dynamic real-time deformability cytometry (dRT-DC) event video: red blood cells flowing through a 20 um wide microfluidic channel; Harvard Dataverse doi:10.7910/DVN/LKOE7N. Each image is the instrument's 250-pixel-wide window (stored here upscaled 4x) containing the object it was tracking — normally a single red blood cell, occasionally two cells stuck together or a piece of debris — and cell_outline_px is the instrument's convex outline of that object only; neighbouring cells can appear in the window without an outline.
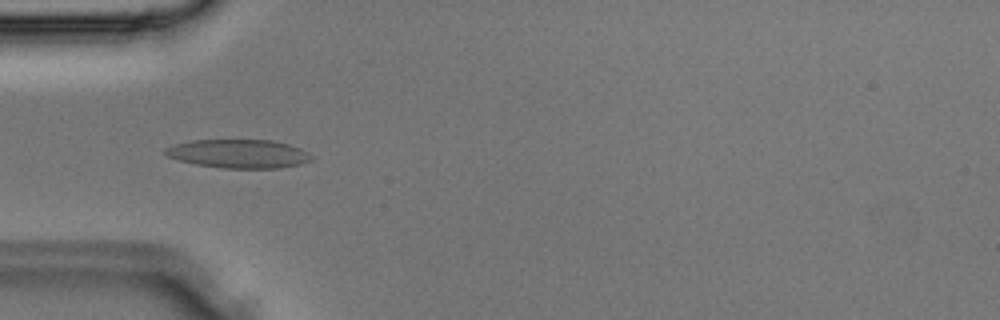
{"species": "Egyptian fruit bat (a non-hibernating species)", "species_latin": "Rousettus aegyptiacus", "temperature_condition": "room temperature", "stored_images_in_passage": 32, "camera_frame_rate_fps": 3000, "um_per_image_px": 0.085, "animal": {"sex": "male"}, "frame": {"image": 1, "passage_image": 7, "time_ms": 2.0, "image_size_px": [1000, 320], "cell_outline_px": [[312, 160], [300, 164], [280, 168], [224, 168], [196, 164], [180, 160], [168, 156], [164, 152], [164, 148], [176, 144], [192, 140], [272, 140], [288, 144], [300, 148], [308, 152], [312, 156]], "centroid_in_image_um": [20.31, 13.06], "position_along_channel_um": 64.7, "area_um2": 24.28}}
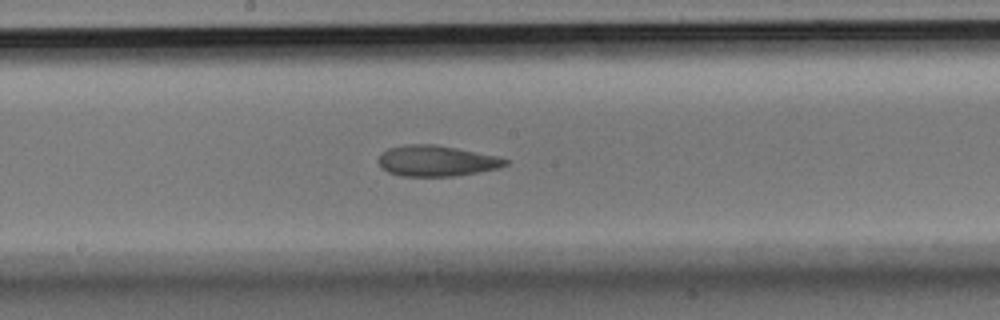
{"frame": {"image": 2, "passage_image": 15, "time_ms": 4.667, "image_size_px": [1000, 320], "cell_outline_px": [[508, 164], [496, 168], [476, 172], [452, 176], [400, 176], [388, 172], [380, 168], [376, 160], [380, 152], [388, 148], [408, 144], [436, 144], [500, 156], [508, 160]], "centroid_in_image_um": [37.03, 13.66], "position_along_channel_um": 211.2, "area_um2": 23.0}}
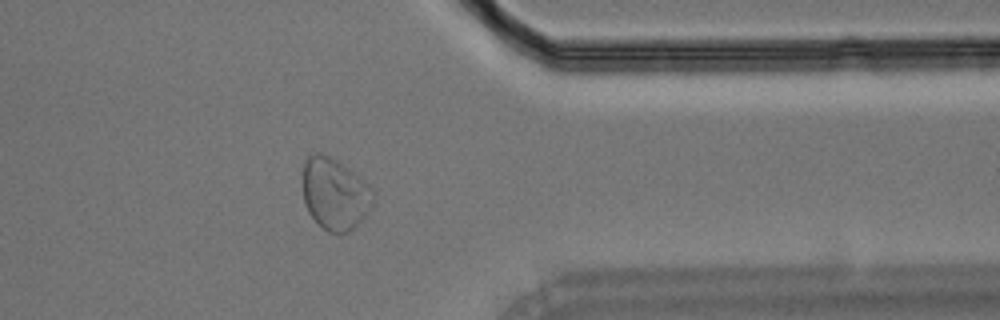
{"frame": {"image": 3, "passage_image": 25, "time_ms": 8.0, "image_size_px": [1000, 320], "cell_outline_px": [[376, 192], [372, 204], [368, 212], [348, 232], [328, 232], [308, 212], [304, 200], [304, 160], [312, 152], [320, 152], [336, 160], [348, 168], [364, 180]], "centroid_in_image_um": [28.47, 16.45], "position_along_channel_um": 382.9, "area_um2": 29.07}}